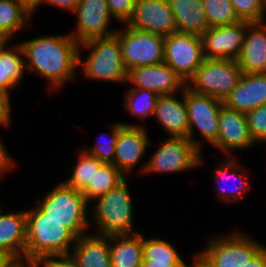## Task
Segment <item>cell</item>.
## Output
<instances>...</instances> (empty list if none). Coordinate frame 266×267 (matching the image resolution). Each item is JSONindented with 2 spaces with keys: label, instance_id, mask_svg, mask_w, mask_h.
I'll return each instance as SVG.
<instances>
[{
  "label": "cell",
  "instance_id": "cell-1",
  "mask_svg": "<svg viewBox=\"0 0 266 267\" xmlns=\"http://www.w3.org/2000/svg\"><path fill=\"white\" fill-rule=\"evenodd\" d=\"M18 42L24 52L27 74L45 78L48 93H57L80 75L79 44L69 33H44Z\"/></svg>",
  "mask_w": 266,
  "mask_h": 267
},
{
  "label": "cell",
  "instance_id": "cell-2",
  "mask_svg": "<svg viewBox=\"0 0 266 267\" xmlns=\"http://www.w3.org/2000/svg\"><path fill=\"white\" fill-rule=\"evenodd\" d=\"M128 179L89 203L91 233L108 237L140 232L134 227L136 209Z\"/></svg>",
  "mask_w": 266,
  "mask_h": 267
},
{
  "label": "cell",
  "instance_id": "cell-3",
  "mask_svg": "<svg viewBox=\"0 0 266 267\" xmlns=\"http://www.w3.org/2000/svg\"><path fill=\"white\" fill-rule=\"evenodd\" d=\"M26 212L24 256L37 261L44 257L69 256L77 237L63 223L49 219L34 203Z\"/></svg>",
  "mask_w": 266,
  "mask_h": 267
},
{
  "label": "cell",
  "instance_id": "cell-4",
  "mask_svg": "<svg viewBox=\"0 0 266 267\" xmlns=\"http://www.w3.org/2000/svg\"><path fill=\"white\" fill-rule=\"evenodd\" d=\"M87 55H86V52ZM85 52V53H84ZM85 54V55H84ZM78 71L85 79L127 84L128 71L122 59L121 46L116 35L95 38L79 45Z\"/></svg>",
  "mask_w": 266,
  "mask_h": 267
},
{
  "label": "cell",
  "instance_id": "cell-5",
  "mask_svg": "<svg viewBox=\"0 0 266 267\" xmlns=\"http://www.w3.org/2000/svg\"><path fill=\"white\" fill-rule=\"evenodd\" d=\"M33 202L49 219L63 223L77 238L89 234V202L81 191L66 186L62 181L51 186Z\"/></svg>",
  "mask_w": 266,
  "mask_h": 267
},
{
  "label": "cell",
  "instance_id": "cell-6",
  "mask_svg": "<svg viewBox=\"0 0 266 267\" xmlns=\"http://www.w3.org/2000/svg\"><path fill=\"white\" fill-rule=\"evenodd\" d=\"M203 248L197 250L213 267H245L265 246L259 239L240 228L212 234ZM258 240V241H257Z\"/></svg>",
  "mask_w": 266,
  "mask_h": 267
},
{
  "label": "cell",
  "instance_id": "cell-7",
  "mask_svg": "<svg viewBox=\"0 0 266 267\" xmlns=\"http://www.w3.org/2000/svg\"><path fill=\"white\" fill-rule=\"evenodd\" d=\"M147 160L142 177L145 175H171L188 173L196 168H202L205 163L204 153L201 152L188 138H161ZM161 142V143H160ZM200 166V167H199Z\"/></svg>",
  "mask_w": 266,
  "mask_h": 267
},
{
  "label": "cell",
  "instance_id": "cell-8",
  "mask_svg": "<svg viewBox=\"0 0 266 267\" xmlns=\"http://www.w3.org/2000/svg\"><path fill=\"white\" fill-rule=\"evenodd\" d=\"M185 104L189 123L188 139L203 152L206 143L212 145L217 140L219 110L223 106V101L195 93L186 86ZM195 134H199V138Z\"/></svg>",
  "mask_w": 266,
  "mask_h": 267
},
{
  "label": "cell",
  "instance_id": "cell-9",
  "mask_svg": "<svg viewBox=\"0 0 266 267\" xmlns=\"http://www.w3.org/2000/svg\"><path fill=\"white\" fill-rule=\"evenodd\" d=\"M242 75V69L234 59H205L186 86L195 93L223 101Z\"/></svg>",
  "mask_w": 266,
  "mask_h": 267
},
{
  "label": "cell",
  "instance_id": "cell-10",
  "mask_svg": "<svg viewBox=\"0 0 266 267\" xmlns=\"http://www.w3.org/2000/svg\"><path fill=\"white\" fill-rule=\"evenodd\" d=\"M122 27L118 26L115 35L127 71L164 62V36L133 29L126 24Z\"/></svg>",
  "mask_w": 266,
  "mask_h": 267
},
{
  "label": "cell",
  "instance_id": "cell-11",
  "mask_svg": "<svg viewBox=\"0 0 266 267\" xmlns=\"http://www.w3.org/2000/svg\"><path fill=\"white\" fill-rule=\"evenodd\" d=\"M204 60L201 36L176 32L164 37V62L185 83Z\"/></svg>",
  "mask_w": 266,
  "mask_h": 267
},
{
  "label": "cell",
  "instance_id": "cell-12",
  "mask_svg": "<svg viewBox=\"0 0 266 267\" xmlns=\"http://www.w3.org/2000/svg\"><path fill=\"white\" fill-rule=\"evenodd\" d=\"M72 14L76 27L69 34L79 45L91 39L115 35L118 29L116 25H111L115 20L110 15L106 0H80Z\"/></svg>",
  "mask_w": 266,
  "mask_h": 267
},
{
  "label": "cell",
  "instance_id": "cell-13",
  "mask_svg": "<svg viewBox=\"0 0 266 267\" xmlns=\"http://www.w3.org/2000/svg\"><path fill=\"white\" fill-rule=\"evenodd\" d=\"M148 127L126 126L120 127L119 137L116 144L114 165L126 176L130 177L135 172L143 174L147 160L142 159L149 152L152 146V139L149 137ZM143 163H142V162ZM139 163H142L141 165ZM141 166V167H140Z\"/></svg>",
  "mask_w": 266,
  "mask_h": 267
},
{
  "label": "cell",
  "instance_id": "cell-14",
  "mask_svg": "<svg viewBox=\"0 0 266 267\" xmlns=\"http://www.w3.org/2000/svg\"><path fill=\"white\" fill-rule=\"evenodd\" d=\"M257 144L251 137L245 113L232 110L224 105L219 110V130L217 140L211 145L222 156L236 157Z\"/></svg>",
  "mask_w": 266,
  "mask_h": 267
},
{
  "label": "cell",
  "instance_id": "cell-15",
  "mask_svg": "<svg viewBox=\"0 0 266 267\" xmlns=\"http://www.w3.org/2000/svg\"><path fill=\"white\" fill-rule=\"evenodd\" d=\"M237 158L239 157L224 156V160L216 164L211 177L212 191L223 204L244 200L246 193L252 189L249 172L243 164L240 165Z\"/></svg>",
  "mask_w": 266,
  "mask_h": 267
},
{
  "label": "cell",
  "instance_id": "cell-16",
  "mask_svg": "<svg viewBox=\"0 0 266 267\" xmlns=\"http://www.w3.org/2000/svg\"><path fill=\"white\" fill-rule=\"evenodd\" d=\"M249 23L240 20L234 24L209 27L201 36L205 59L236 60L243 47Z\"/></svg>",
  "mask_w": 266,
  "mask_h": 267
},
{
  "label": "cell",
  "instance_id": "cell-17",
  "mask_svg": "<svg viewBox=\"0 0 266 267\" xmlns=\"http://www.w3.org/2000/svg\"><path fill=\"white\" fill-rule=\"evenodd\" d=\"M126 25L164 37L177 32L168 0H136L132 17Z\"/></svg>",
  "mask_w": 266,
  "mask_h": 267
},
{
  "label": "cell",
  "instance_id": "cell-18",
  "mask_svg": "<svg viewBox=\"0 0 266 267\" xmlns=\"http://www.w3.org/2000/svg\"><path fill=\"white\" fill-rule=\"evenodd\" d=\"M130 88L154 91L158 95L182 92L186 83L165 62L133 68L128 71L127 84Z\"/></svg>",
  "mask_w": 266,
  "mask_h": 267
},
{
  "label": "cell",
  "instance_id": "cell-19",
  "mask_svg": "<svg viewBox=\"0 0 266 267\" xmlns=\"http://www.w3.org/2000/svg\"><path fill=\"white\" fill-rule=\"evenodd\" d=\"M180 94V95H179ZM151 119L168 137L188 138L189 123L185 104V89L172 95H159Z\"/></svg>",
  "mask_w": 266,
  "mask_h": 267
},
{
  "label": "cell",
  "instance_id": "cell-20",
  "mask_svg": "<svg viewBox=\"0 0 266 267\" xmlns=\"http://www.w3.org/2000/svg\"><path fill=\"white\" fill-rule=\"evenodd\" d=\"M263 104H266V73H243L237 86L223 100L225 107L243 113Z\"/></svg>",
  "mask_w": 266,
  "mask_h": 267
},
{
  "label": "cell",
  "instance_id": "cell-21",
  "mask_svg": "<svg viewBox=\"0 0 266 267\" xmlns=\"http://www.w3.org/2000/svg\"><path fill=\"white\" fill-rule=\"evenodd\" d=\"M244 74L266 73V21L252 22L236 59Z\"/></svg>",
  "mask_w": 266,
  "mask_h": 267
},
{
  "label": "cell",
  "instance_id": "cell-22",
  "mask_svg": "<svg viewBox=\"0 0 266 267\" xmlns=\"http://www.w3.org/2000/svg\"><path fill=\"white\" fill-rule=\"evenodd\" d=\"M69 256L77 267H112L109 236L91 232L80 236Z\"/></svg>",
  "mask_w": 266,
  "mask_h": 267
},
{
  "label": "cell",
  "instance_id": "cell-23",
  "mask_svg": "<svg viewBox=\"0 0 266 267\" xmlns=\"http://www.w3.org/2000/svg\"><path fill=\"white\" fill-rule=\"evenodd\" d=\"M26 73L24 52L19 42L3 41L0 44V89L10 94L19 90Z\"/></svg>",
  "mask_w": 266,
  "mask_h": 267
},
{
  "label": "cell",
  "instance_id": "cell-24",
  "mask_svg": "<svg viewBox=\"0 0 266 267\" xmlns=\"http://www.w3.org/2000/svg\"><path fill=\"white\" fill-rule=\"evenodd\" d=\"M9 211L0 214V250L21 257L26 249V212L24 208Z\"/></svg>",
  "mask_w": 266,
  "mask_h": 267
},
{
  "label": "cell",
  "instance_id": "cell-25",
  "mask_svg": "<svg viewBox=\"0 0 266 267\" xmlns=\"http://www.w3.org/2000/svg\"><path fill=\"white\" fill-rule=\"evenodd\" d=\"M177 32L202 36L209 28L202 0H168Z\"/></svg>",
  "mask_w": 266,
  "mask_h": 267
},
{
  "label": "cell",
  "instance_id": "cell-26",
  "mask_svg": "<svg viewBox=\"0 0 266 267\" xmlns=\"http://www.w3.org/2000/svg\"><path fill=\"white\" fill-rule=\"evenodd\" d=\"M112 267H142L143 232L109 236Z\"/></svg>",
  "mask_w": 266,
  "mask_h": 267
},
{
  "label": "cell",
  "instance_id": "cell-27",
  "mask_svg": "<svg viewBox=\"0 0 266 267\" xmlns=\"http://www.w3.org/2000/svg\"><path fill=\"white\" fill-rule=\"evenodd\" d=\"M178 251L171 241L143 234L142 267H181L186 261Z\"/></svg>",
  "mask_w": 266,
  "mask_h": 267
},
{
  "label": "cell",
  "instance_id": "cell-28",
  "mask_svg": "<svg viewBox=\"0 0 266 267\" xmlns=\"http://www.w3.org/2000/svg\"><path fill=\"white\" fill-rule=\"evenodd\" d=\"M32 12L19 0H0V38L3 41L15 40L19 32L32 27Z\"/></svg>",
  "mask_w": 266,
  "mask_h": 267
},
{
  "label": "cell",
  "instance_id": "cell-29",
  "mask_svg": "<svg viewBox=\"0 0 266 267\" xmlns=\"http://www.w3.org/2000/svg\"><path fill=\"white\" fill-rule=\"evenodd\" d=\"M124 87L126 92L122 95L124 97L122 101L123 111L141 122L128 123L127 121H122V123L126 126H148L145 122L152 118L159 95L148 89L129 88L126 85Z\"/></svg>",
  "mask_w": 266,
  "mask_h": 267
},
{
  "label": "cell",
  "instance_id": "cell-30",
  "mask_svg": "<svg viewBox=\"0 0 266 267\" xmlns=\"http://www.w3.org/2000/svg\"><path fill=\"white\" fill-rule=\"evenodd\" d=\"M75 152L76 163L72 166L69 165L68 171L70 175H66L67 177L62 182L66 186L82 192L92 181L94 172L100 167L102 162L98 158L84 152L81 148L76 149Z\"/></svg>",
  "mask_w": 266,
  "mask_h": 267
},
{
  "label": "cell",
  "instance_id": "cell-31",
  "mask_svg": "<svg viewBox=\"0 0 266 267\" xmlns=\"http://www.w3.org/2000/svg\"><path fill=\"white\" fill-rule=\"evenodd\" d=\"M125 178L126 176L114 164L102 163L94 172L92 181L82 193L87 201L91 203L92 200L106 194Z\"/></svg>",
  "mask_w": 266,
  "mask_h": 267
},
{
  "label": "cell",
  "instance_id": "cell-32",
  "mask_svg": "<svg viewBox=\"0 0 266 267\" xmlns=\"http://www.w3.org/2000/svg\"><path fill=\"white\" fill-rule=\"evenodd\" d=\"M122 125L123 123L121 121H116V123L112 122L109 127V133L103 132L95 137L96 141L92 145L86 142V145H81L79 148L98 158L102 163L114 164L116 144L119 137L120 127Z\"/></svg>",
  "mask_w": 266,
  "mask_h": 267
},
{
  "label": "cell",
  "instance_id": "cell-33",
  "mask_svg": "<svg viewBox=\"0 0 266 267\" xmlns=\"http://www.w3.org/2000/svg\"><path fill=\"white\" fill-rule=\"evenodd\" d=\"M202 5L209 27L240 21L230 0H202Z\"/></svg>",
  "mask_w": 266,
  "mask_h": 267
},
{
  "label": "cell",
  "instance_id": "cell-34",
  "mask_svg": "<svg viewBox=\"0 0 266 267\" xmlns=\"http://www.w3.org/2000/svg\"><path fill=\"white\" fill-rule=\"evenodd\" d=\"M240 20L252 22L266 21L265 0H230Z\"/></svg>",
  "mask_w": 266,
  "mask_h": 267
},
{
  "label": "cell",
  "instance_id": "cell-35",
  "mask_svg": "<svg viewBox=\"0 0 266 267\" xmlns=\"http://www.w3.org/2000/svg\"><path fill=\"white\" fill-rule=\"evenodd\" d=\"M251 137L256 144L266 139V104L245 113Z\"/></svg>",
  "mask_w": 266,
  "mask_h": 267
},
{
  "label": "cell",
  "instance_id": "cell-36",
  "mask_svg": "<svg viewBox=\"0 0 266 267\" xmlns=\"http://www.w3.org/2000/svg\"><path fill=\"white\" fill-rule=\"evenodd\" d=\"M110 15L120 24H127L131 19L136 0H106Z\"/></svg>",
  "mask_w": 266,
  "mask_h": 267
},
{
  "label": "cell",
  "instance_id": "cell-37",
  "mask_svg": "<svg viewBox=\"0 0 266 267\" xmlns=\"http://www.w3.org/2000/svg\"><path fill=\"white\" fill-rule=\"evenodd\" d=\"M12 104L11 94L0 89V127L2 128L8 129L13 124Z\"/></svg>",
  "mask_w": 266,
  "mask_h": 267
},
{
  "label": "cell",
  "instance_id": "cell-38",
  "mask_svg": "<svg viewBox=\"0 0 266 267\" xmlns=\"http://www.w3.org/2000/svg\"><path fill=\"white\" fill-rule=\"evenodd\" d=\"M1 135V134H0ZM3 137L0 136V178L2 179L5 175L17 166L16 159L9 153L5 143L3 142ZM15 160V161H14ZM1 183V181H0Z\"/></svg>",
  "mask_w": 266,
  "mask_h": 267
},
{
  "label": "cell",
  "instance_id": "cell-39",
  "mask_svg": "<svg viewBox=\"0 0 266 267\" xmlns=\"http://www.w3.org/2000/svg\"><path fill=\"white\" fill-rule=\"evenodd\" d=\"M80 0H41V3L32 11L33 19L36 17L37 11H39L41 6H50L56 9L64 10L65 12H70L72 15L75 8L79 4Z\"/></svg>",
  "mask_w": 266,
  "mask_h": 267
},
{
  "label": "cell",
  "instance_id": "cell-40",
  "mask_svg": "<svg viewBox=\"0 0 266 267\" xmlns=\"http://www.w3.org/2000/svg\"><path fill=\"white\" fill-rule=\"evenodd\" d=\"M37 267H77L70 256L44 257L36 261Z\"/></svg>",
  "mask_w": 266,
  "mask_h": 267
},
{
  "label": "cell",
  "instance_id": "cell-41",
  "mask_svg": "<svg viewBox=\"0 0 266 267\" xmlns=\"http://www.w3.org/2000/svg\"><path fill=\"white\" fill-rule=\"evenodd\" d=\"M5 267H37L36 261L27 256L13 257Z\"/></svg>",
  "mask_w": 266,
  "mask_h": 267
},
{
  "label": "cell",
  "instance_id": "cell-42",
  "mask_svg": "<svg viewBox=\"0 0 266 267\" xmlns=\"http://www.w3.org/2000/svg\"><path fill=\"white\" fill-rule=\"evenodd\" d=\"M245 267H266V245L246 264Z\"/></svg>",
  "mask_w": 266,
  "mask_h": 267
},
{
  "label": "cell",
  "instance_id": "cell-43",
  "mask_svg": "<svg viewBox=\"0 0 266 267\" xmlns=\"http://www.w3.org/2000/svg\"><path fill=\"white\" fill-rule=\"evenodd\" d=\"M189 261L193 267H213L197 250L191 256Z\"/></svg>",
  "mask_w": 266,
  "mask_h": 267
},
{
  "label": "cell",
  "instance_id": "cell-44",
  "mask_svg": "<svg viewBox=\"0 0 266 267\" xmlns=\"http://www.w3.org/2000/svg\"><path fill=\"white\" fill-rule=\"evenodd\" d=\"M13 258L9 253L0 250V267H5L6 264Z\"/></svg>",
  "mask_w": 266,
  "mask_h": 267
},
{
  "label": "cell",
  "instance_id": "cell-45",
  "mask_svg": "<svg viewBox=\"0 0 266 267\" xmlns=\"http://www.w3.org/2000/svg\"><path fill=\"white\" fill-rule=\"evenodd\" d=\"M23 3L31 12L41 3V0H19Z\"/></svg>",
  "mask_w": 266,
  "mask_h": 267
},
{
  "label": "cell",
  "instance_id": "cell-46",
  "mask_svg": "<svg viewBox=\"0 0 266 267\" xmlns=\"http://www.w3.org/2000/svg\"><path fill=\"white\" fill-rule=\"evenodd\" d=\"M181 267H193V266L186 261Z\"/></svg>",
  "mask_w": 266,
  "mask_h": 267
},
{
  "label": "cell",
  "instance_id": "cell-47",
  "mask_svg": "<svg viewBox=\"0 0 266 267\" xmlns=\"http://www.w3.org/2000/svg\"><path fill=\"white\" fill-rule=\"evenodd\" d=\"M3 206H2V204H0V214L3 212Z\"/></svg>",
  "mask_w": 266,
  "mask_h": 267
},
{
  "label": "cell",
  "instance_id": "cell-48",
  "mask_svg": "<svg viewBox=\"0 0 266 267\" xmlns=\"http://www.w3.org/2000/svg\"><path fill=\"white\" fill-rule=\"evenodd\" d=\"M262 144L266 145V139L261 143V145H262Z\"/></svg>",
  "mask_w": 266,
  "mask_h": 267
}]
</instances>
